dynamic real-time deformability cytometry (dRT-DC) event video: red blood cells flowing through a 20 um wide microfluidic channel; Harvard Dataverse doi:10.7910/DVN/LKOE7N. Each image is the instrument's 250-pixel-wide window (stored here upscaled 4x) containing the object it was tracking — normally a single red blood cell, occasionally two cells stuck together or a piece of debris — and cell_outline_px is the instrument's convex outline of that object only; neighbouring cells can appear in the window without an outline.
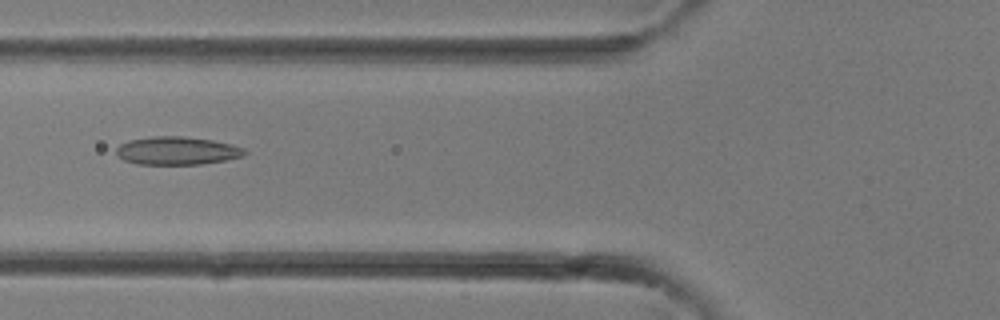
{"species": "common noctule bat (a hibernating species)", "species_latin": "Nyctalus noctula", "temperature_condition": "room temperature", "stored_images_in_passage": 34, "camera_frame_rate_fps": 3000, "um_per_image_px": 0.085, "animal": {"sex": "female"}, "frame": {"image": 1, "passage_image": 13, "time_ms": 4.0, "image_size_px": [1000, 320], "cell_outline_px": [[248, 152], [244, 156], [224, 160], [200, 164], [136, 164], [124, 160], [116, 152], [116, 148], [120, 144], [128, 140], [152, 136], [184, 136], [212, 140], [232, 144], [244, 148]], "centroid_in_image_um": [15.06, 12.8], "position_along_channel_um": 110.7, "area_um2": 21.04}}
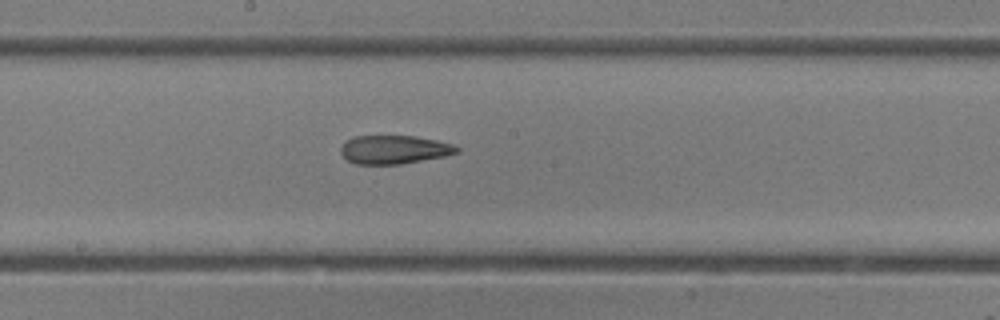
{"frame": {"image": 2, "passage_image": 18, "time_ms": 5.667, "image_size_px": [1000, 320], "cell_outline_px": [[460, 152], [444, 156], [400, 164], [356, 164], [348, 160], [340, 152], [340, 148], [352, 136], [416, 136], [456, 144], [460, 148]], "centroid_in_image_um": [33.55, 12.71], "position_along_channel_um": 214.7, "area_um2": 19.31}}
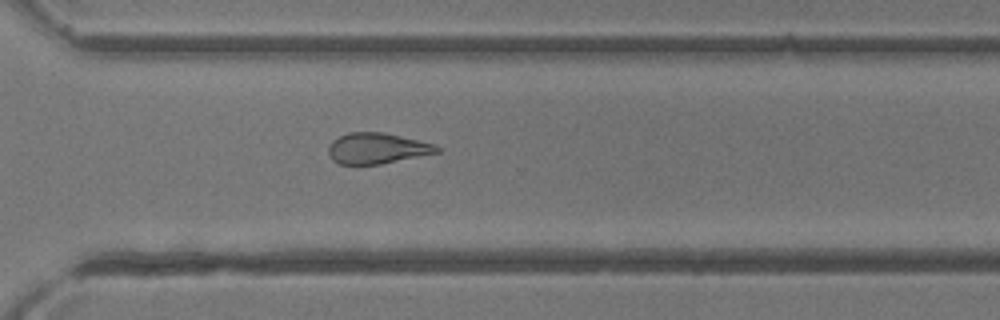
{"frame": {"image": 3, "passage_image": 24, "time_ms": 7.667, "image_size_px": [1000, 320], "cell_outline_px": [[440, 152], [380, 164], [340, 164], [332, 160], [328, 152], [328, 148], [332, 140], [348, 132], [384, 132], [436, 144], [440, 148]], "centroid_in_image_um": [32.05, 12.6], "position_along_channel_um": 338.5, "area_um2": 19.48}}